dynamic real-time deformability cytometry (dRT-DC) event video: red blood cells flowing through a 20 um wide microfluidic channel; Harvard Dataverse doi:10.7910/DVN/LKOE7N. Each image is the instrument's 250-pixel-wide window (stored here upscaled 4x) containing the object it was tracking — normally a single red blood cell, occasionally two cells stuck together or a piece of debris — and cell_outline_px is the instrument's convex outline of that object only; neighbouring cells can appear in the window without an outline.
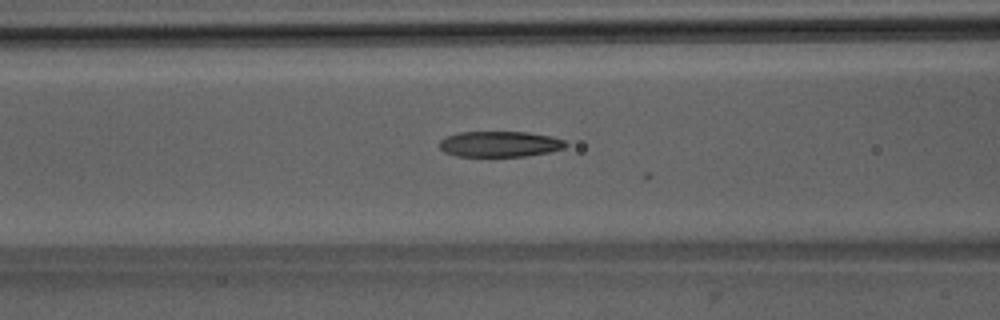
{"species": "Egyptian fruit bat (a non-hibernating species)", "species_latin": "Rousettus aegyptiacus", "temperature_condition": "room temperature", "stored_images_in_passage": 24, "camera_frame_rate_fps": 3000, "um_per_image_px": 0.085, "animal": {"sex": "male"}, "frame": {"image": 1, "passage_image": 19, "time_ms": 6.0, "image_size_px": [1000, 320], "cell_outline_px": [[568, 144], [564, 148], [548, 152], [524, 156], [456, 156], [444, 152], [440, 148], [440, 140], [448, 136], [460, 132], [528, 132], [552, 136], [564, 140]], "centroid_in_image_um": [42.49, 12.24], "position_along_channel_um": 124.1, "area_um2": 18.84}}